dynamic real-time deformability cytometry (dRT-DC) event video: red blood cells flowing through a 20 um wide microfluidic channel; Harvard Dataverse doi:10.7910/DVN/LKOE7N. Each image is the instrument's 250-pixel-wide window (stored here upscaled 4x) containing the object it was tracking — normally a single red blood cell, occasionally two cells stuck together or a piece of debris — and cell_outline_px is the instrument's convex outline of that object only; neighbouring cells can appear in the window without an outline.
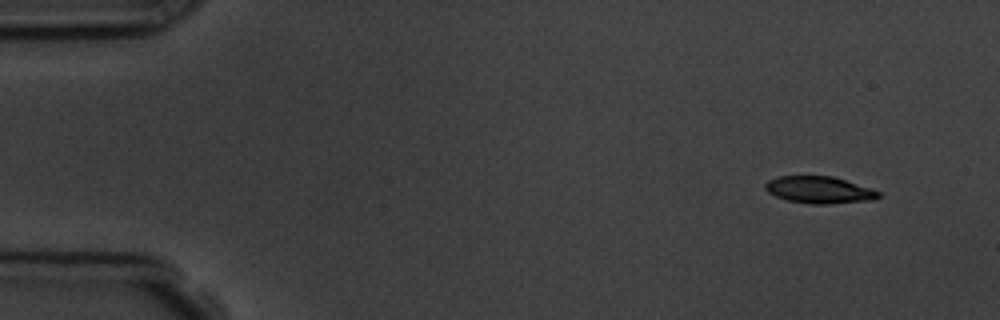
{"species": "common noctule bat (a hibernating species)", "species_latin": "Nyctalus noctula", "temperature_condition": "room temperature", "stored_images_in_passage": 4, "camera_frame_rate_fps": 3000, "um_per_image_px": 0.085, "animal": {"sex": "male", "body_mass_g": 19.5, "forearm_length_mm": 54.6}, "frame": {"image": 1, "passage_image": 1, "time_ms": 0.0, "image_size_px": [1000, 320], "cell_outline_px": [[880, 196], [872, 200], [824, 204], [812, 204], [788, 200], [776, 196], [768, 192], [764, 188], [764, 184], [768, 180], [780, 176], [832, 176], [880, 192]], "centroid_in_image_um": [69.58, 16.14], "position_along_channel_um": 15.4, "area_um2": 17.46}}